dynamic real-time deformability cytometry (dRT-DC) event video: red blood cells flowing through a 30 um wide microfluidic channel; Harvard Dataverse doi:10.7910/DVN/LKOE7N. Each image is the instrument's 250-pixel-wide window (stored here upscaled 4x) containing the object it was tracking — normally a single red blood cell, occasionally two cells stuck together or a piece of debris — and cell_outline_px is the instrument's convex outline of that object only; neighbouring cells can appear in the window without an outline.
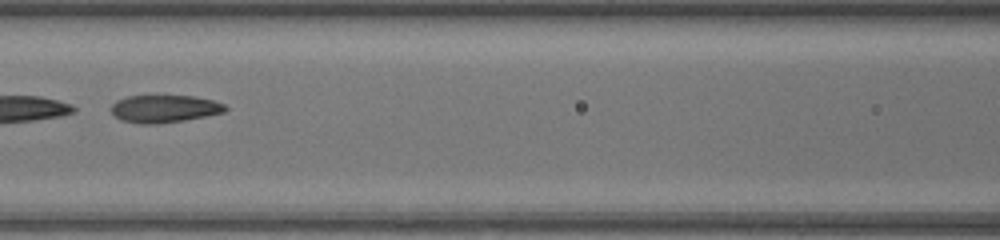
{"species": "common noctule bat (a hibernating species)", "species_latin": "Nyctalus noctula", "temperature_condition": "warm", "stored_images_in_passage": 46, "segment_of_instrument_passage": [2, 2], "camera_frame_rate_fps": 3000, "um_per_image_px": 0.085, "animal": {"sex": "female", "body_mass_g": 17.0, "forearm_length_mm": 48.0}, "frame": {"image": 1, "passage_image": 22, "time_ms": 7.0, "image_size_px": [1000, 240], "cell_outline_px": [[228, 108], [224, 112], [184, 120], [156, 124], [140, 124], [120, 120], [112, 112], [112, 104], [116, 100], [128, 96], [192, 96], [212, 100], [224, 104]], "centroid_in_image_um": [13.95, 9.24], "position_along_channel_um": 152.6, "area_um2": 18.15}}